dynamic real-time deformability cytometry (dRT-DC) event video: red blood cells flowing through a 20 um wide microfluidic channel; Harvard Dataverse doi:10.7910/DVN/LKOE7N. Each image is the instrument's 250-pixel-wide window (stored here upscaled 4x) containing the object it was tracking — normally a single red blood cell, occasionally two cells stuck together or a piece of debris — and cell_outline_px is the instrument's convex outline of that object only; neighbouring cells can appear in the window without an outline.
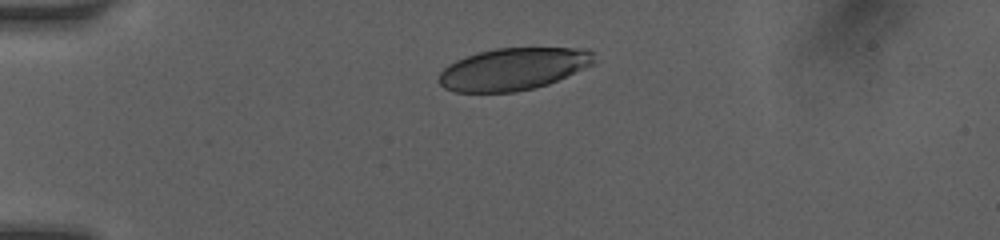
{"species": "human", "species_latin": "Homo sapiens", "temperature_condition": "room temperature", "stored_images_in_passage": 24, "camera_frame_rate_fps": 3000, "um_per_image_px": 0.085, "donor": {"sex": "female"}, "frame": {"image": 1, "passage_image": 1, "time_ms": 0.0, "image_size_px": [1000, 240], "cell_outline_px": [[596, 64], [548, 84], [516, 92], [456, 92], [444, 88], [436, 80], [440, 72], [448, 64], [464, 56], [496, 48], [588, 48], [592, 52]], "centroid_in_image_um": [43.62, 5.86], "position_along_channel_um": 41.4, "area_um2": 38.44}}
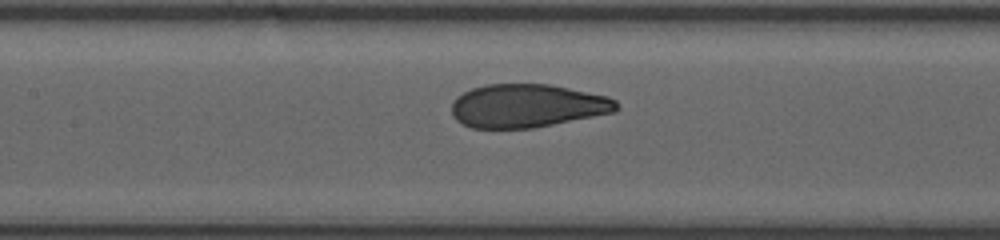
{"frame": {"image": 2, "passage_image": 15, "time_ms": 4.0, "image_size_px": [1000, 240], "cell_outline_px": [[620, 108], [616, 112], [532, 128], [472, 128], [456, 120], [452, 116], [452, 104], [456, 96], [472, 88], [484, 84], [548, 84], [608, 96], [616, 100], [620, 104]], "centroid_in_image_um": [44.83, 8.99], "position_along_channel_um": 162.6, "area_um2": 41.79}}
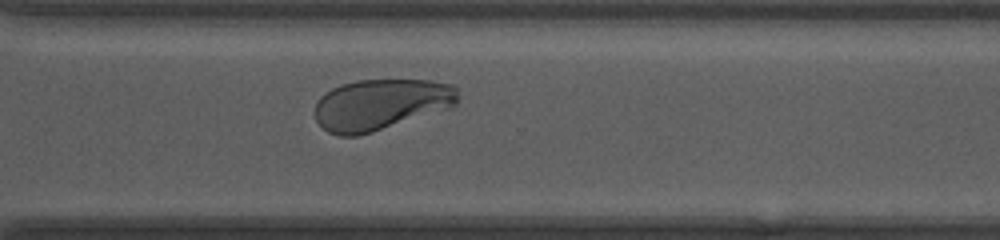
{"frame": {"image": 3, "passage_image": 24, "time_ms": 8.333, "image_size_px": [1000, 240], "cell_outline_px": [[456, 108], [372, 132], [356, 136], [340, 136], [328, 132], [316, 120], [316, 100], [320, 96], [332, 88], [340, 84], [356, 80], [428, 80], [452, 84], [456, 88]], "centroid_in_image_um": [32.39, 8.89], "position_along_channel_um": 338.2, "area_um2": 43.0}}